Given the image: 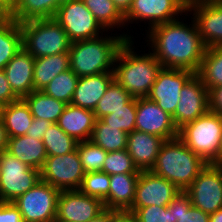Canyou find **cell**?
Returning a JSON list of instances; mask_svg holds the SVG:
<instances>
[{
	"label": "cell",
	"instance_id": "3957f363",
	"mask_svg": "<svg viewBox=\"0 0 222 222\" xmlns=\"http://www.w3.org/2000/svg\"><path fill=\"white\" fill-rule=\"evenodd\" d=\"M126 39H131V36H99L72 42L68 52L70 69L78 77L113 73L115 57Z\"/></svg>",
	"mask_w": 222,
	"mask_h": 222
},
{
	"label": "cell",
	"instance_id": "9c48e42d",
	"mask_svg": "<svg viewBox=\"0 0 222 222\" xmlns=\"http://www.w3.org/2000/svg\"><path fill=\"white\" fill-rule=\"evenodd\" d=\"M77 149L64 155L47 156L40 180L61 190H78L85 176Z\"/></svg>",
	"mask_w": 222,
	"mask_h": 222
},
{
	"label": "cell",
	"instance_id": "30bf717a",
	"mask_svg": "<svg viewBox=\"0 0 222 222\" xmlns=\"http://www.w3.org/2000/svg\"><path fill=\"white\" fill-rule=\"evenodd\" d=\"M192 206L212 214L222 208V164H207L185 190Z\"/></svg>",
	"mask_w": 222,
	"mask_h": 222
},
{
	"label": "cell",
	"instance_id": "f35d334b",
	"mask_svg": "<svg viewBox=\"0 0 222 222\" xmlns=\"http://www.w3.org/2000/svg\"><path fill=\"white\" fill-rule=\"evenodd\" d=\"M110 175L100 172L86 173L83 177L80 188L78 189L83 194L96 197L103 202L109 195Z\"/></svg>",
	"mask_w": 222,
	"mask_h": 222
},
{
	"label": "cell",
	"instance_id": "ac0fdd59",
	"mask_svg": "<svg viewBox=\"0 0 222 222\" xmlns=\"http://www.w3.org/2000/svg\"><path fill=\"white\" fill-rule=\"evenodd\" d=\"M135 130L157 135L165 141L178 137L172 116L147 97L137 98Z\"/></svg>",
	"mask_w": 222,
	"mask_h": 222
},
{
	"label": "cell",
	"instance_id": "681fc988",
	"mask_svg": "<svg viewBox=\"0 0 222 222\" xmlns=\"http://www.w3.org/2000/svg\"><path fill=\"white\" fill-rule=\"evenodd\" d=\"M112 1L123 15H125L129 11L133 2V0H112Z\"/></svg>",
	"mask_w": 222,
	"mask_h": 222
},
{
	"label": "cell",
	"instance_id": "6da1fadb",
	"mask_svg": "<svg viewBox=\"0 0 222 222\" xmlns=\"http://www.w3.org/2000/svg\"><path fill=\"white\" fill-rule=\"evenodd\" d=\"M178 20L149 28L150 34L147 36L152 45V52L163 67L197 73L206 47L194 19L192 27Z\"/></svg>",
	"mask_w": 222,
	"mask_h": 222
},
{
	"label": "cell",
	"instance_id": "7a4b0ae2",
	"mask_svg": "<svg viewBox=\"0 0 222 222\" xmlns=\"http://www.w3.org/2000/svg\"><path fill=\"white\" fill-rule=\"evenodd\" d=\"M132 39H126L121 45L113 68L114 80L134 98L147 97L153 86L162 64L155 55H137L132 51Z\"/></svg>",
	"mask_w": 222,
	"mask_h": 222
},
{
	"label": "cell",
	"instance_id": "83f0119b",
	"mask_svg": "<svg viewBox=\"0 0 222 222\" xmlns=\"http://www.w3.org/2000/svg\"><path fill=\"white\" fill-rule=\"evenodd\" d=\"M28 104L33 118L44 119L57 123L67 104L44 94L42 91H33L23 98Z\"/></svg>",
	"mask_w": 222,
	"mask_h": 222
},
{
	"label": "cell",
	"instance_id": "f546056e",
	"mask_svg": "<svg viewBox=\"0 0 222 222\" xmlns=\"http://www.w3.org/2000/svg\"><path fill=\"white\" fill-rule=\"evenodd\" d=\"M196 74L208 90L222 85V46L205 49L200 68Z\"/></svg>",
	"mask_w": 222,
	"mask_h": 222
},
{
	"label": "cell",
	"instance_id": "e575fe53",
	"mask_svg": "<svg viewBox=\"0 0 222 222\" xmlns=\"http://www.w3.org/2000/svg\"><path fill=\"white\" fill-rule=\"evenodd\" d=\"M172 205V222H209L210 214L192 206L191 199L181 191L170 202Z\"/></svg>",
	"mask_w": 222,
	"mask_h": 222
},
{
	"label": "cell",
	"instance_id": "d6986e66",
	"mask_svg": "<svg viewBox=\"0 0 222 222\" xmlns=\"http://www.w3.org/2000/svg\"><path fill=\"white\" fill-rule=\"evenodd\" d=\"M34 62L35 58L22 48L3 69L11 90L19 99L34 91Z\"/></svg>",
	"mask_w": 222,
	"mask_h": 222
},
{
	"label": "cell",
	"instance_id": "4316f807",
	"mask_svg": "<svg viewBox=\"0 0 222 222\" xmlns=\"http://www.w3.org/2000/svg\"><path fill=\"white\" fill-rule=\"evenodd\" d=\"M60 4L58 0H14L10 17L17 22L54 18Z\"/></svg>",
	"mask_w": 222,
	"mask_h": 222
},
{
	"label": "cell",
	"instance_id": "d590c367",
	"mask_svg": "<svg viewBox=\"0 0 222 222\" xmlns=\"http://www.w3.org/2000/svg\"><path fill=\"white\" fill-rule=\"evenodd\" d=\"M79 77L71 70L58 74L42 92L66 104H71Z\"/></svg>",
	"mask_w": 222,
	"mask_h": 222
},
{
	"label": "cell",
	"instance_id": "277c9868",
	"mask_svg": "<svg viewBox=\"0 0 222 222\" xmlns=\"http://www.w3.org/2000/svg\"><path fill=\"white\" fill-rule=\"evenodd\" d=\"M207 164L177 137L162 144L151 171L185 191Z\"/></svg>",
	"mask_w": 222,
	"mask_h": 222
},
{
	"label": "cell",
	"instance_id": "ba28073f",
	"mask_svg": "<svg viewBox=\"0 0 222 222\" xmlns=\"http://www.w3.org/2000/svg\"><path fill=\"white\" fill-rule=\"evenodd\" d=\"M60 190L39 180L30 190L13 202L24 222H54Z\"/></svg>",
	"mask_w": 222,
	"mask_h": 222
},
{
	"label": "cell",
	"instance_id": "cb8c5ba5",
	"mask_svg": "<svg viewBox=\"0 0 222 222\" xmlns=\"http://www.w3.org/2000/svg\"><path fill=\"white\" fill-rule=\"evenodd\" d=\"M6 151L21 162L39 171L47 158L43 141L33 139L28 135L10 137Z\"/></svg>",
	"mask_w": 222,
	"mask_h": 222
},
{
	"label": "cell",
	"instance_id": "5bb4252c",
	"mask_svg": "<svg viewBox=\"0 0 222 222\" xmlns=\"http://www.w3.org/2000/svg\"><path fill=\"white\" fill-rule=\"evenodd\" d=\"M105 210L104 202L79 190H61L55 220L90 222Z\"/></svg>",
	"mask_w": 222,
	"mask_h": 222
},
{
	"label": "cell",
	"instance_id": "4fadbf2b",
	"mask_svg": "<svg viewBox=\"0 0 222 222\" xmlns=\"http://www.w3.org/2000/svg\"><path fill=\"white\" fill-rule=\"evenodd\" d=\"M208 111L209 90L195 73L180 91V99L172 116L173 123L179 130Z\"/></svg>",
	"mask_w": 222,
	"mask_h": 222
},
{
	"label": "cell",
	"instance_id": "1f68e13d",
	"mask_svg": "<svg viewBox=\"0 0 222 222\" xmlns=\"http://www.w3.org/2000/svg\"><path fill=\"white\" fill-rule=\"evenodd\" d=\"M94 15L98 23L104 28L109 29L115 25H125L124 15L118 10L112 0H81Z\"/></svg>",
	"mask_w": 222,
	"mask_h": 222
},
{
	"label": "cell",
	"instance_id": "603a6c76",
	"mask_svg": "<svg viewBox=\"0 0 222 222\" xmlns=\"http://www.w3.org/2000/svg\"><path fill=\"white\" fill-rule=\"evenodd\" d=\"M140 173L110 175L109 195L104 201L105 209L128 211L134 202L136 184Z\"/></svg>",
	"mask_w": 222,
	"mask_h": 222
},
{
	"label": "cell",
	"instance_id": "11a10c76",
	"mask_svg": "<svg viewBox=\"0 0 222 222\" xmlns=\"http://www.w3.org/2000/svg\"><path fill=\"white\" fill-rule=\"evenodd\" d=\"M197 1H204V0H188V4L193 3V2H197Z\"/></svg>",
	"mask_w": 222,
	"mask_h": 222
},
{
	"label": "cell",
	"instance_id": "816d5d0a",
	"mask_svg": "<svg viewBox=\"0 0 222 222\" xmlns=\"http://www.w3.org/2000/svg\"><path fill=\"white\" fill-rule=\"evenodd\" d=\"M209 222H222V208L218 209L215 213L210 214Z\"/></svg>",
	"mask_w": 222,
	"mask_h": 222
},
{
	"label": "cell",
	"instance_id": "d4e9b609",
	"mask_svg": "<svg viewBox=\"0 0 222 222\" xmlns=\"http://www.w3.org/2000/svg\"><path fill=\"white\" fill-rule=\"evenodd\" d=\"M0 118L9 138L26 135L34 119L28 104L23 98L1 106Z\"/></svg>",
	"mask_w": 222,
	"mask_h": 222
},
{
	"label": "cell",
	"instance_id": "2e32d148",
	"mask_svg": "<svg viewBox=\"0 0 222 222\" xmlns=\"http://www.w3.org/2000/svg\"><path fill=\"white\" fill-rule=\"evenodd\" d=\"M192 10L205 47L222 46V0L193 2L187 5V12Z\"/></svg>",
	"mask_w": 222,
	"mask_h": 222
},
{
	"label": "cell",
	"instance_id": "ee69618b",
	"mask_svg": "<svg viewBox=\"0 0 222 222\" xmlns=\"http://www.w3.org/2000/svg\"><path fill=\"white\" fill-rule=\"evenodd\" d=\"M51 124L52 123L50 121H46L43 118L42 119L34 118L31 126L28 128L26 135H28L33 139L42 140L43 135L45 134V132L47 131V129Z\"/></svg>",
	"mask_w": 222,
	"mask_h": 222
},
{
	"label": "cell",
	"instance_id": "8fae6325",
	"mask_svg": "<svg viewBox=\"0 0 222 222\" xmlns=\"http://www.w3.org/2000/svg\"><path fill=\"white\" fill-rule=\"evenodd\" d=\"M54 19L64 28L71 42L99 37L104 28L81 0L63 3L57 9Z\"/></svg>",
	"mask_w": 222,
	"mask_h": 222
},
{
	"label": "cell",
	"instance_id": "d6a6232c",
	"mask_svg": "<svg viewBox=\"0 0 222 222\" xmlns=\"http://www.w3.org/2000/svg\"><path fill=\"white\" fill-rule=\"evenodd\" d=\"M132 98L133 96L130 93L113 80L93 111L96 119H101L108 114L116 112Z\"/></svg>",
	"mask_w": 222,
	"mask_h": 222
},
{
	"label": "cell",
	"instance_id": "4dcf8cb0",
	"mask_svg": "<svg viewBox=\"0 0 222 222\" xmlns=\"http://www.w3.org/2000/svg\"><path fill=\"white\" fill-rule=\"evenodd\" d=\"M128 134L117 127L109 126L101 119H96L93 133L90 138L95 145L100 146L106 152L125 150Z\"/></svg>",
	"mask_w": 222,
	"mask_h": 222
},
{
	"label": "cell",
	"instance_id": "836d02e7",
	"mask_svg": "<svg viewBox=\"0 0 222 222\" xmlns=\"http://www.w3.org/2000/svg\"><path fill=\"white\" fill-rule=\"evenodd\" d=\"M47 156L64 155L76 150L78 141L52 123L42 138Z\"/></svg>",
	"mask_w": 222,
	"mask_h": 222
},
{
	"label": "cell",
	"instance_id": "bcb514c9",
	"mask_svg": "<svg viewBox=\"0 0 222 222\" xmlns=\"http://www.w3.org/2000/svg\"><path fill=\"white\" fill-rule=\"evenodd\" d=\"M113 222H138L137 218L127 211H114Z\"/></svg>",
	"mask_w": 222,
	"mask_h": 222
},
{
	"label": "cell",
	"instance_id": "ab89813d",
	"mask_svg": "<svg viewBox=\"0 0 222 222\" xmlns=\"http://www.w3.org/2000/svg\"><path fill=\"white\" fill-rule=\"evenodd\" d=\"M102 172L107 173L108 175H114L123 173H140L141 171L135 166L133 159L125 149L107 152Z\"/></svg>",
	"mask_w": 222,
	"mask_h": 222
},
{
	"label": "cell",
	"instance_id": "c3c4849f",
	"mask_svg": "<svg viewBox=\"0 0 222 222\" xmlns=\"http://www.w3.org/2000/svg\"><path fill=\"white\" fill-rule=\"evenodd\" d=\"M114 211L105 209L97 217L93 218L90 222H113Z\"/></svg>",
	"mask_w": 222,
	"mask_h": 222
},
{
	"label": "cell",
	"instance_id": "ffe728a7",
	"mask_svg": "<svg viewBox=\"0 0 222 222\" xmlns=\"http://www.w3.org/2000/svg\"><path fill=\"white\" fill-rule=\"evenodd\" d=\"M164 142L157 135L133 130L128 134L126 150L139 171H151Z\"/></svg>",
	"mask_w": 222,
	"mask_h": 222
},
{
	"label": "cell",
	"instance_id": "9f6ffc18",
	"mask_svg": "<svg viewBox=\"0 0 222 222\" xmlns=\"http://www.w3.org/2000/svg\"><path fill=\"white\" fill-rule=\"evenodd\" d=\"M221 164H222V135H221Z\"/></svg>",
	"mask_w": 222,
	"mask_h": 222
},
{
	"label": "cell",
	"instance_id": "7dc6e473",
	"mask_svg": "<svg viewBox=\"0 0 222 222\" xmlns=\"http://www.w3.org/2000/svg\"><path fill=\"white\" fill-rule=\"evenodd\" d=\"M8 134L2 119L0 118V153L7 150L8 145Z\"/></svg>",
	"mask_w": 222,
	"mask_h": 222
},
{
	"label": "cell",
	"instance_id": "8992f818",
	"mask_svg": "<svg viewBox=\"0 0 222 222\" xmlns=\"http://www.w3.org/2000/svg\"><path fill=\"white\" fill-rule=\"evenodd\" d=\"M19 24L22 46L34 58L69 52L72 42L54 18L29 20Z\"/></svg>",
	"mask_w": 222,
	"mask_h": 222
},
{
	"label": "cell",
	"instance_id": "8d00e7d4",
	"mask_svg": "<svg viewBox=\"0 0 222 222\" xmlns=\"http://www.w3.org/2000/svg\"><path fill=\"white\" fill-rule=\"evenodd\" d=\"M85 173L100 172L107 152L92 141L78 142L76 147Z\"/></svg>",
	"mask_w": 222,
	"mask_h": 222
},
{
	"label": "cell",
	"instance_id": "60d3db41",
	"mask_svg": "<svg viewBox=\"0 0 222 222\" xmlns=\"http://www.w3.org/2000/svg\"><path fill=\"white\" fill-rule=\"evenodd\" d=\"M127 212L132 213L138 222H172V205H150L141 208H130Z\"/></svg>",
	"mask_w": 222,
	"mask_h": 222
},
{
	"label": "cell",
	"instance_id": "7402d4cb",
	"mask_svg": "<svg viewBox=\"0 0 222 222\" xmlns=\"http://www.w3.org/2000/svg\"><path fill=\"white\" fill-rule=\"evenodd\" d=\"M96 117L92 110L67 104L57 121V125L78 142L90 140Z\"/></svg>",
	"mask_w": 222,
	"mask_h": 222
},
{
	"label": "cell",
	"instance_id": "f907efd6",
	"mask_svg": "<svg viewBox=\"0 0 222 222\" xmlns=\"http://www.w3.org/2000/svg\"><path fill=\"white\" fill-rule=\"evenodd\" d=\"M10 18V7L3 1L0 0V22Z\"/></svg>",
	"mask_w": 222,
	"mask_h": 222
},
{
	"label": "cell",
	"instance_id": "7c38bea8",
	"mask_svg": "<svg viewBox=\"0 0 222 222\" xmlns=\"http://www.w3.org/2000/svg\"><path fill=\"white\" fill-rule=\"evenodd\" d=\"M194 74L190 70L162 67L147 98L173 116L180 99V91Z\"/></svg>",
	"mask_w": 222,
	"mask_h": 222
},
{
	"label": "cell",
	"instance_id": "9a60e30c",
	"mask_svg": "<svg viewBox=\"0 0 222 222\" xmlns=\"http://www.w3.org/2000/svg\"><path fill=\"white\" fill-rule=\"evenodd\" d=\"M181 192L173 183L152 171H141L131 208L167 206Z\"/></svg>",
	"mask_w": 222,
	"mask_h": 222
},
{
	"label": "cell",
	"instance_id": "6f0895ef",
	"mask_svg": "<svg viewBox=\"0 0 222 222\" xmlns=\"http://www.w3.org/2000/svg\"><path fill=\"white\" fill-rule=\"evenodd\" d=\"M54 222H70V221L55 220Z\"/></svg>",
	"mask_w": 222,
	"mask_h": 222
},
{
	"label": "cell",
	"instance_id": "b9f144b4",
	"mask_svg": "<svg viewBox=\"0 0 222 222\" xmlns=\"http://www.w3.org/2000/svg\"><path fill=\"white\" fill-rule=\"evenodd\" d=\"M0 222H24L14 202H0Z\"/></svg>",
	"mask_w": 222,
	"mask_h": 222
},
{
	"label": "cell",
	"instance_id": "74e56055",
	"mask_svg": "<svg viewBox=\"0 0 222 222\" xmlns=\"http://www.w3.org/2000/svg\"><path fill=\"white\" fill-rule=\"evenodd\" d=\"M137 113V98H132L122 108L116 110V112L108 114L101 118V120L114 126L129 134L135 130V119Z\"/></svg>",
	"mask_w": 222,
	"mask_h": 222
},
{
	"label": "cell",
	"instance_id": "f5cc1de1",
	"mask_svg": "<svg viewBox=\"0 0 222 222\" xmlns=\"http://www.w3.org/2000/svg\"><path fill=\"white\" fill-rule=\"evenodd\" d=\"M9 7L13 4L14 0H3Z\"/></svg>",
	"mask_w": 222,
	"mask_h": 222
},
{
	"label": "cell",
	"instance_id": "f1b7e54d",
	"mask_svg": "<svg viewBox=\"0 0 222 222\" xmlns=\"http://www.w3.org/2000/svg\"><path fill=\"white\" fill-rule=\"evenodd\" d=\"M23 48L19 22L11 17L0 22V69Z\"/></svg>",
	"mask_w": 222,
	"mask_h": 222
},
{
	"label": "cell",
	"instance_id": "52a82bcc",
	"mask_svg": "<svg viewBox=\"0 0 222 222\" xmlns=\"http://www.w3.org/2000/svg\"><path fill=\"white\" fill-rule=\"evenodd\" d=\"M40 180V171L7 151L0 153V202H13Z\"/></svg>",
	"mask_w": 222,
	"mask_h": 222
},
{
	"label": "cell",
	"instance_id": "db71d44e",
	"mask_svg": "<svg viewBox=\"0 0 222 222\" xmlns=\"http://www.w3.org/2000/svg\"><path fill=\"white\" fill-rule=\"evenodd\" d=\"M69 1H72V0H58V3L61 5V4H63V3H67V2H69Z\"/></svg>",
	"mask_w": 222,
	"mask_h": 222
},
{
	"label": "cell",
	"instance_id": "44dd1931",
	"mask_svg": "<svg viewBox=\"0 0 222 222\" xmlns=\"http://www.w3.org/2000/svg\"><path fill=\"white\" fill-rule=\"evenodd\" d=\"M113 80V73L79 77L71 104L94 111Z\"/></svg>",
	"mask_w": 222,
	"mask_h": 222
},
{
	"label": "cell",
	"instance_id": "e0dca14e",
	"mask_svg": "<svg viewBox=\"0 0 222 222\" xmlns=\"http://www.w3.org/2000/svg\"><path fill=\"white\" fill-rule=\"evenodd\" d=\"M187 11L185 0H133L124 15L125 22L149 20L150 28L176 20V15ZM175 17V18H174Z\"/></svg>",
	"mask_w": 222,
	"mask_h": 222
},
{
	"label": "cell",
	"instance_id": "7bdbcfd3",
	"mask_svg": "<svg viewBox=\"0 0 222 222\" xmlns=\"http://www.w3.org/2000/svg\"><path fill=\"white\" fill-rule=\"evenodd\" d=\"M18 99L19 98L11 90L4 70L0 69V105L4 106Z\"/></svg>",
	"mask_w": 222,
	"mask_h": 222
},
{
	"label": "cell",
	"instance_id": "5b68a950",
	"mask_svg": "<svg viewBox=\"0 0 222 222\" xmlns=\"http://www.w3.org/2000/svg\"><path fill=\"white\" fill-rule=\"evenodd\" d=\"M222 115L208 111L178 130V138L208 164H221Z\"/></svg>",
	"mask_w": 222,
	"mask_h": 222
},
{
	"label": "cell",
	"instance_id": "484cf974",
	"mask_svg": "<svg viewBox=\"0 0 222 222\" xmlns=\"http://www.w3.org/2000/svg\"><path fill=\"white\" fill-rule=\"evenodd\" d=\"M69 69V53L35 58L34 91H42L58 74Z\"/></svg>",
	"mask_w": 222,
	"mask_h": 222
},
{
	"label": "cell",
	"instance_id": "f6af8a7d",
	"mask_svg": "<svg viewBox=\"0 0 222 222\" xmlns=\"http://www.w3.org/2000/svg\"><path fill=\"white\" fill-rule=\"evenodd\" d=\"M209 110L222 115V85L209 90Z\"/></svg>",
	"mask_w": 222,
	"mask_h": 222
}]
</instances>
